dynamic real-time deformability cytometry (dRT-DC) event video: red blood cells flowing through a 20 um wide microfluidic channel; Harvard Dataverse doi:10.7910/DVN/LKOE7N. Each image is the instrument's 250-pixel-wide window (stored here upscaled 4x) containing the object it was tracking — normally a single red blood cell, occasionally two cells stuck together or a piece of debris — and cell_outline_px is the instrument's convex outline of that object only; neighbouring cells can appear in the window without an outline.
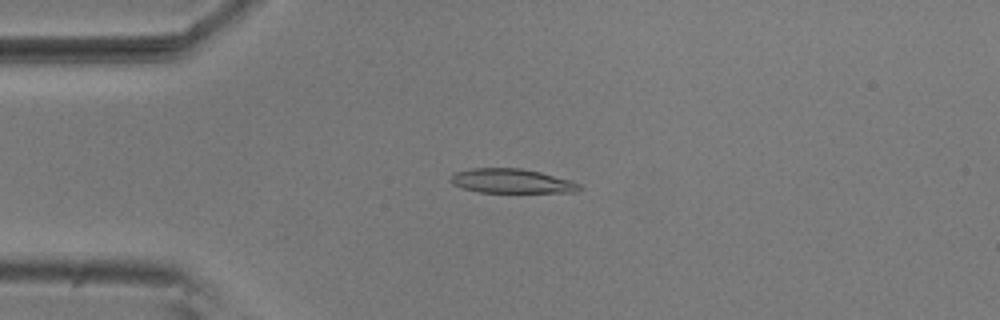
{"species": "common noctule bat (a hibernating species)", "species_latin": "Nyctalus noctula", "temperature_condition": "room temperature", "stored_images_in_passage": 5, "camera_frame_rate_fps": 3000, "um_per_image_px": 0.085, "animal": {"sex": "male", "body_mass_g": 20.5, "forearm_length_mm": 52.5}, "frame": {"image": 1, "passage_image": 4, "time_ms": 1.0, "image_size_px": [1000, 320], "cell_outline_px": [[584, 188], [576, 192], [480, 192], [464, 188], [452, 184], [448, 180], [452, 172], [472, 168], [520, 168], [540, 172], [572, 180], [580, 184]], "centroid_in_image_um": [43.48, 15.38], "position_along_channel_um": 41.5, "area_um2": 18.44}}